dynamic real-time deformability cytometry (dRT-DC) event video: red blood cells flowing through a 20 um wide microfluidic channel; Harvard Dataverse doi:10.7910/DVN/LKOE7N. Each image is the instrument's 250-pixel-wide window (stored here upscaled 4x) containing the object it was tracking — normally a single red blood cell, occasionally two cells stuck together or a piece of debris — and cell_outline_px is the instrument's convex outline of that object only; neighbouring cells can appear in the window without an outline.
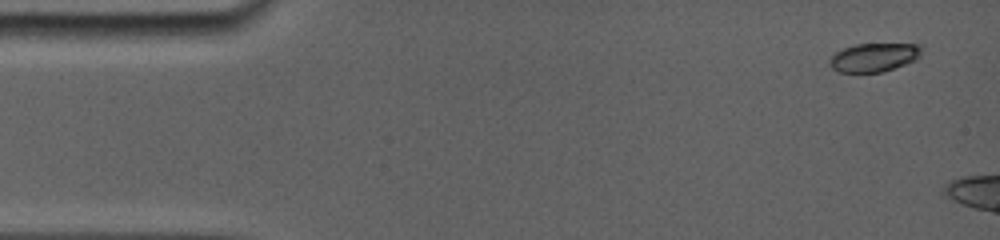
{"species": "common noctule bat (a hibernating species)", "species_latin": "Nyctalus noctula", "temperature_condition": "room temperature", "stored_images_in_passage": 12, "segment_of_instrument_passage": [1, 2], "camera_frame_rate_fps": 5000, "um_per_image_px": 0.085, "animal": {"sex": "female", "body_mass_g": 19.0, "forearm_length_mm": 56.7}, "frame": {"image": 1, "passage_image": 1, "time_ms": 0.0, "image_size_px": [1000, 240], "cell_outline_px": [[924, 52], [916, 60], [884, 72], [840, 72], [832, 68], [828, 64], [832, 56], [836, 52], [844, 48], [856, 44], [924, 44]], "centroid_in_image_um": [74.36, 4.87], "position_along_channel_um": 10.6, "area_um2": 15.55}}
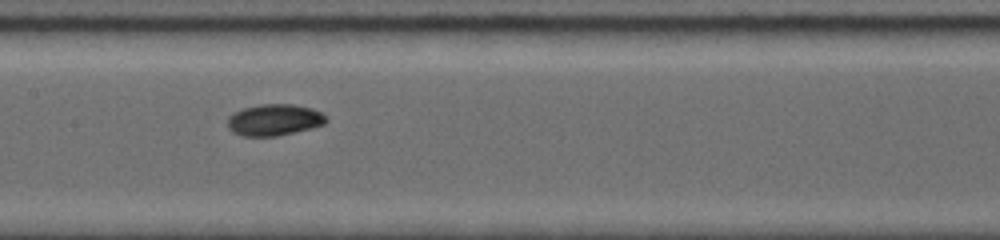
{"frame": {"image": 2, "passage_image": 9, "time_ms": 7.4, "image_size_px": [1000, 240], "cell_outline_px": [[328, 120], [324, 124], [276, 136], [244, 136], [228, 128], [228, 116], [244, 108], [260, 104], [292, 104], [312, 108], [320, 112]], "centroid_in_image_um": [23.3, 10.18], "position_along_channel_um": 184.1, "area_um2": 17.69}}
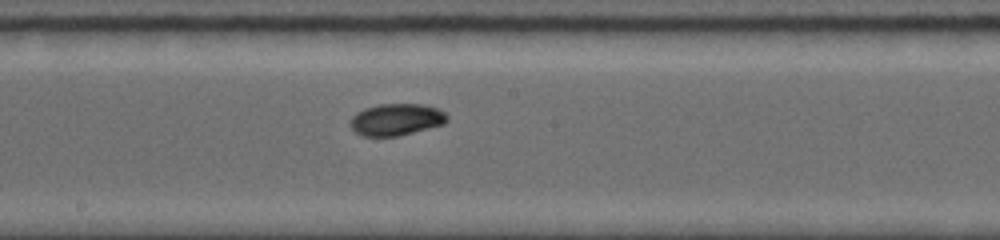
{"frame": {"image": 3, "passage_image": 11, "time_ms": 8.2, "image_size_px": [1000, 240], "cell_outline_px": [[448, 120], [444, 124], [396, 136], [364, 136], [356, 132], [352, 128], [352, 116], [356, 112], [364, 108], [380, 104], [424, 104], [436, 108], [444, 112], [448, 116]], "centroid_in_image_um": [33.7, 10.15], "position_along_channel_um": 214.5, "area_um2": 17.74}}